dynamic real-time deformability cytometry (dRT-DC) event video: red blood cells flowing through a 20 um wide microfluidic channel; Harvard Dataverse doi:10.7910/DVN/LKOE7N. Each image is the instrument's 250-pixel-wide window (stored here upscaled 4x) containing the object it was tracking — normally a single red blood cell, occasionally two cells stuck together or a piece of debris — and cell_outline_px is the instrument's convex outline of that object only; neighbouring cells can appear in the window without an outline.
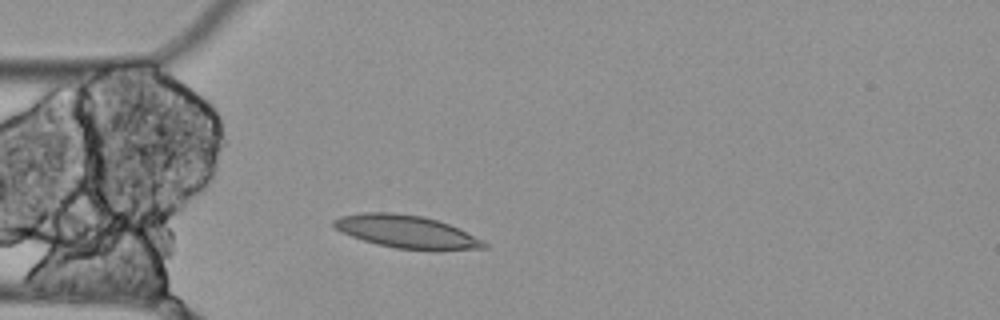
{"species": "Egyptian fruit bat (a non-hibernating species)", "species_latin": "Rousettus aegyptiacus", "temperature_condition": "cold", "stored_images_in_passage": 2, "camera_frame_rate_fps": 3000, "um_per_image_px": 0.085, "animal": {"sex": "female"}, "frame": {"image": 1, "passage_image": 2, "time_ms": 0.333, "image_size_px": [1000, 320], "cell_outline_px": [[488, 248], [396, 248], [376, 244], [340, 232], [332, 224], [332, 220], [340, 216], [364, 212], [392, 212], [420, 216], [436, 220], [448, 224], [484, 240], [488, 244]], "centroid_in_image_um": [34.47, 19.66], "position_along_channel_um": 50.5, "area_um2": 27.8}}